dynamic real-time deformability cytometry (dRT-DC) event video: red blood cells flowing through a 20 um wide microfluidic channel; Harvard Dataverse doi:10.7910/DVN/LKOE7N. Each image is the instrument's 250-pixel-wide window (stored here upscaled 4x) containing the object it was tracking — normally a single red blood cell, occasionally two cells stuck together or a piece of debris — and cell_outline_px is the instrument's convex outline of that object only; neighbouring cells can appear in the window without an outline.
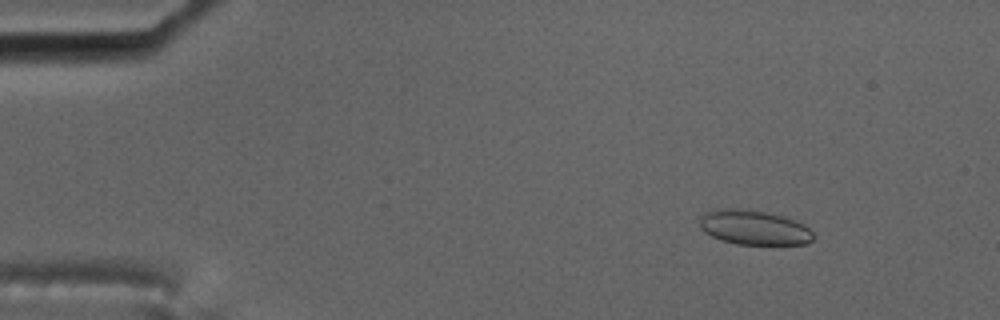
{"species": "common noctule bat (a hibernating species)", "species_latin": "Nyctalus noctula", "temperature_condition": "cold", "stored_images_in_passage": 58, "camera_frame_rate_fps": 3000, "um_per_image_px": 0.085, "animal": {"sex": "male", "body_mass_g": 17.5, "forearm_length_mm": 52.3}, "frame": {"image": 1, "passage_image": 8, "time_ms": 2.333, "image_size_px": [1000, 320], "cell_outline_px": [[812, 240], [804, 244], [736, 244], [720, 240], [704, 232], [700, 228], [700, 216], [704, 212], [712, 208], [736, 208], [764, 212], [784, 216], [804, 224], [812, 232]], "centroid_in_image_um": [64.02, 19.32], "position_along_channel_um": 21.0, "area_um2": 23.0}}
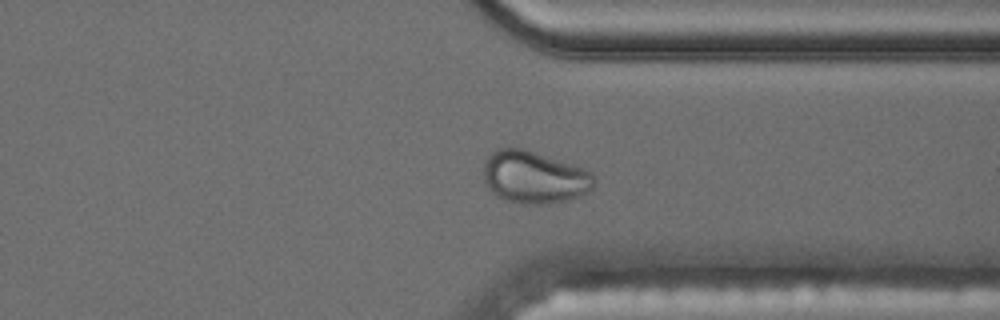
{"frame": {"image": 2, "passage_image": 45, "time_ms": 14.667, "image_size_px": [1000, 320], "cell_outline_px": [[596, 184], [588, 192], [580, 196], [548, 204], [524, 204], [508, 200], [496, 196], [488, 188], [484, 180], [484, 160], [496, 148], [524, 148], [584, 168], [592, 172], [596, 180]], "centroid_in_image_um": [45.42, 15.06], "position_along_channel_um": 366.0, "area_um2": 33.93}}